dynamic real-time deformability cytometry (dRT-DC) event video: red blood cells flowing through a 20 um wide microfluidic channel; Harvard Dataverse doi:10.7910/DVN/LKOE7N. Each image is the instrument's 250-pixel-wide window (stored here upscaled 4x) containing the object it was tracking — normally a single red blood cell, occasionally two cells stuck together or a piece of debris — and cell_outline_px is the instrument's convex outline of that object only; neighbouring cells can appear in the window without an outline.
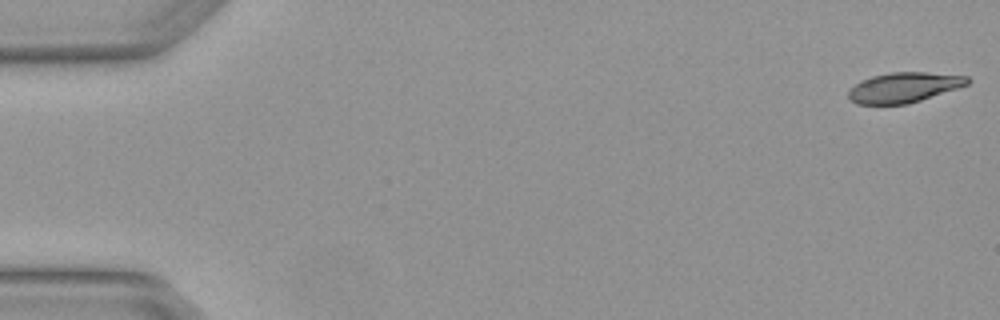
{"species": "Egyptian fruit bat (a non-hibernating species)", "species_latin": "Rousettus aegyptiacus", "temperature_condition": "warm", "stored_images_in_passage": 4, "camera_frame_rate_fps": 3000, "um_per_image_px": 0.085, "animal": {"sex": "female"}, "frame": {"image": 1, "passage_image": 1, "time_ms": 0.0, "image_size_px": [1000, 320], "cell_outline_px": [[972, 80], [968, 84], [908, 104], [856, 104], [848, 96], [848, 92], [860, 80], [872, 76], [892, 72], [924, 72], [968, 76]], "centroid_in_image_um": [76.83, 7.42], "position_along_channel_um": 8.2, "area_um2": 20.63}}
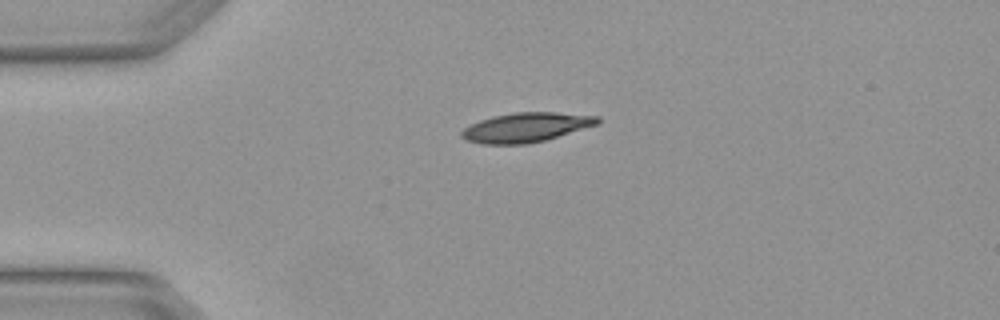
{"frame": {"image": 2, "passage_image": 4, "time_ms": 1.0, "image_size_px": [1000, 320], "cell_outline_px": [[600, 124], [544, 140], [528, 144], [480, 144], [468, 140], [460, 136], [460, 132], [464, 128], [480, 120], [492, 116], [512, 112], [556, 112], [600, 116]], "centroid_in_image_um": [44.73, 10.82], "position_along_channel_um": 40.3, "area_um2": 23.41}}